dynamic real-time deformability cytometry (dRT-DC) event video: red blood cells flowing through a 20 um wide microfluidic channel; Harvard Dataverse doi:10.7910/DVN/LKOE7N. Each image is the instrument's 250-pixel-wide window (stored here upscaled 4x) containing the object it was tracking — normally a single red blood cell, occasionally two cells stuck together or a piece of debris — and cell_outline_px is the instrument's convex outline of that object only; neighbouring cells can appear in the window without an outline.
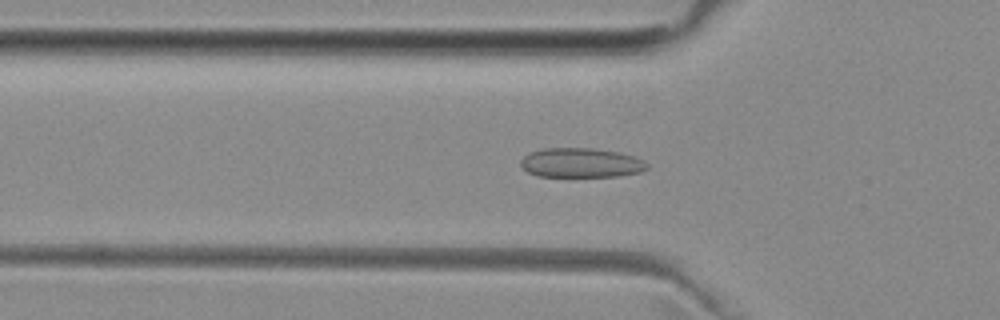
{"species": "common noctule bat (a hibernating species)", "species_latin": "Nyctalus noctula", "temperature_condition": "room temperature", "stored_images_in_passage": 39, "camera_frame_rate_fps": 3000, "um_per_image_px": 0.085, "animal": {"sex": "female", "body_mass_g": 29.2, "forearm_length_mm": 56.3}, "frame": {"image": 1, "passage_image": 12, "time_ms": 3.667, "image_size_px": [1000, 320], "cell_outline_px": [[648, 168], [640, 172], [620, 176], [536, 176], [520, 168], [520, 160], [524, 156], [532, 152], [544, 148], [592, 148], [620, 152], [636, 156], [644, 160], [648, 164]], "centroid_in_image_um": [49.4, 13.83], "position_along_channel_um": 76.4, "area_um2": 21.91}}
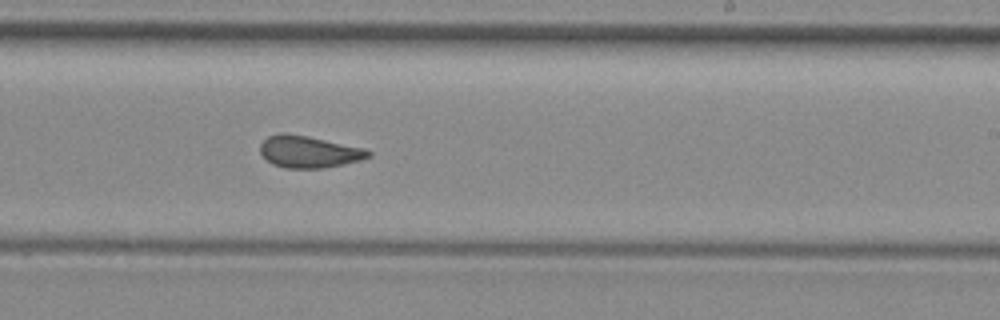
{"frame": {"image": 2, "passage_image": 26, "time_ms": 8.333, "image_size_px": [1000, 320], "cell_outline_px": [[372, 156], [360, 160], [344, 164], [324, 168], [288, 168], [272, 164], [260, 152], [260, 144], [268, 136], [280, 132], [288, 132], [308, 136], [364, 148], [372, 152]], "centroid_in_image_um": [26.25, 12.89], "position_along_channel_um": 262.7, "area_um2": 20.17}}
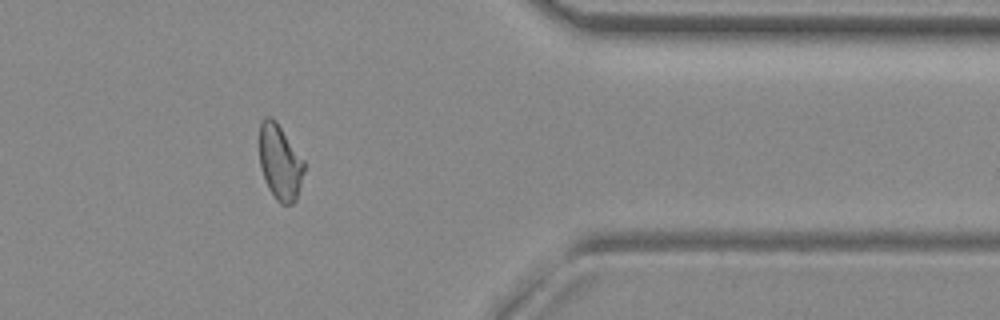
{"frame": {"image": 3, "passage_image": 37, "time_ms": 12.0, "image_size_px": [1000, 320], "cell_outline_px": [[304, 172], [296, 200], [292, 204], [280, 204], [276, 200], [268, 188], [264, 180], [260, 168], [260, 120], [264, 116], [272, 116], [276, 120], [304, 160]], "centroid_in_image_um": [23.78, 13.77], "position_along_channel_um": 387.6, "area_um2": 19.83}, "authors_computed_cell_mechanics": {"area_um2": 20.4034, "velocity_mm_per_s": 3.9845, "shape_relaxation_time_tau1_ms": null, "shape_relaxation_time_tau2_ms": 1.4885, "deformation_change_tau1": null, "deformation_change_tau2": 0.0621}}